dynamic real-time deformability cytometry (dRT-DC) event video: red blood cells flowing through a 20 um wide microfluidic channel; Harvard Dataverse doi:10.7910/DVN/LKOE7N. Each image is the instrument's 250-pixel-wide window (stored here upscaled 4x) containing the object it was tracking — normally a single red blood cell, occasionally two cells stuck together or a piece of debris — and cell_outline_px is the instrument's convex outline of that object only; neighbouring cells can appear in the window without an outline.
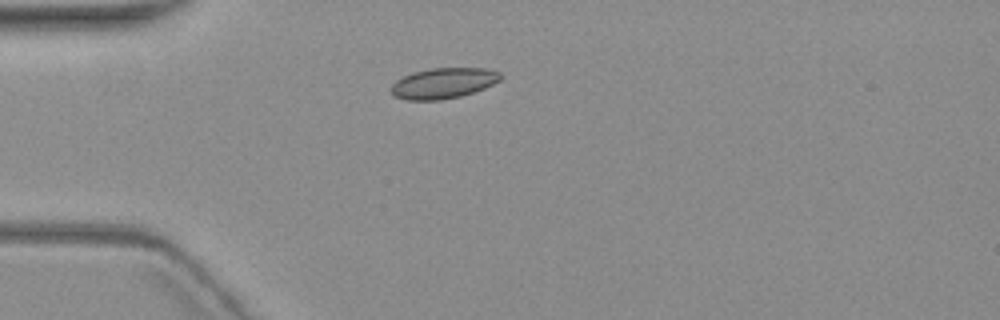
{"species": "common noctule bat (a hibernating species)", "species_latin": "Nyctalus noctula", "temperature_condition": "warm", "stored_images_in_passage": 4, "camera_frame_rate_fps": 3000, "um_per_image_px": 0.085, "animal": {"sex": "female", "body_mass_g": 19.3, "forearm_length_mm": 54.1}, "frame": {"image": 1, "passage_image": 1, "time_ms": 0.0, "image_size_px": [1000, 320], "cell_outline_px": [[504, 76], [500, 80], [484, 88], [460, 96], [440, 100], [408, 100], [396, 96], [392, 92], [392, 84], [396, 80], [412, 72], [432, 68], [484, 68], [500, 72]], "centroid_in_image_um": [37.71, 7.06], "position_along_channel_um": 47.3, "area_um2": 19.36}}
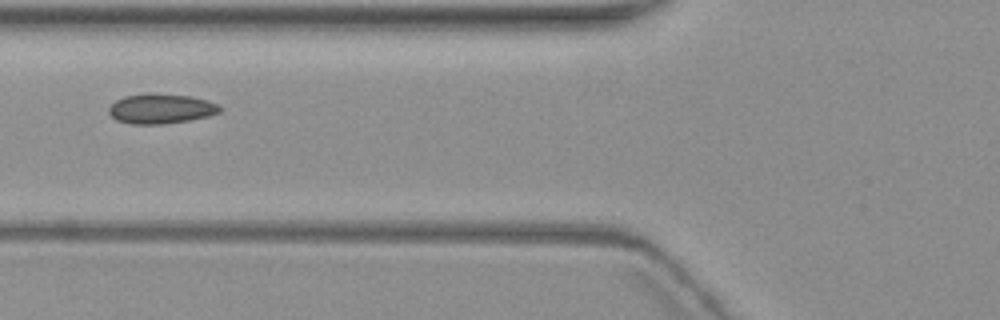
{"frame": {"image": 2, "passage_image": 3, "time_ms": 2.333, "image_size_px": [1000, 320], "cell_outline_px": [[220, 112], [208, 116], [188, 120], [160, 124], [132, 124], [116, 120], [108, 112], [108, 108], [116, 100], [124, 96], [152, 92], [192, 96], [208, 100], [216, 104], [220, 108]], "centroid_in_image_um": [13.65, 9.22], "position_along_channel_um": 112.1, "area_um2": 19.36}}
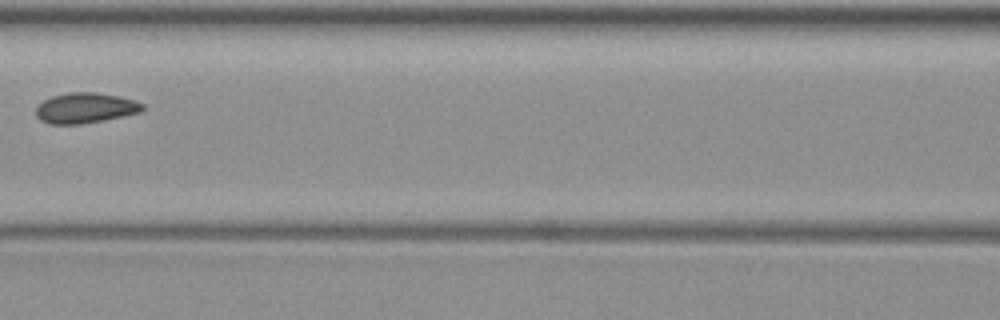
{"frame": {"image": 3, "passage_image": 4, "time_ms": 3.667, "image_size_px": [1000, 320], "cell_outline_px": [[144, 108], [140, 112], [124, 116], [104, 120], [80, 124], [48, 124], [40, 120], [36, 116], [36, 108], [44, 100], [52, 96], [68, 92], [96, 92], [120, 96], [136, 100], [144, 104]], "centroid_in_image_um": [7.27, 9.17], "position_along_channel_um": 159.3, "area_um2": 19.02}}